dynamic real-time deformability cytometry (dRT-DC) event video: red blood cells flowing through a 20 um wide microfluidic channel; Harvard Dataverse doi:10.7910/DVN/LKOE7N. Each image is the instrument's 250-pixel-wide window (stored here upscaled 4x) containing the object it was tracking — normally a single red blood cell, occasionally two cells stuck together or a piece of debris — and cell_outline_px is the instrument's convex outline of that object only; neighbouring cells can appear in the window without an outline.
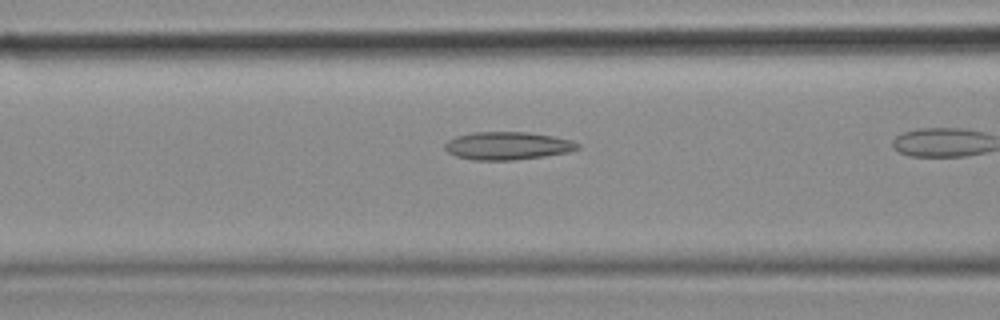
{"species": "common noctule bat (a hibernating species)", "species_latin": "Nyctalus noctula", "temperature_condition": "cold", "stored_images_in_passage": 18, "camera_frame_rate_fps": 3000, "um_per_image_px": 0.085, "animal": {"sex": "female", "body_mass_g": 18.4}, "frame": {"image": 1, "passage_image": 16, "time_ms": 5.0, "image_size_px": [1000, 320], "cell_outline_px": [[580, 148], [568, 152], [544, 156], [512, 160], [472, 160], [456, 156], [448, 152], [444, 148], [444, 144], [448, 140], [456, 136], [472, 132], [528, 132], [552, 136], [572, 140], [580, 144]], "centroid_in_image_um": [43.13, 12.39], "position_along_channel_um": 123.5, "area_um2": 21.62}}